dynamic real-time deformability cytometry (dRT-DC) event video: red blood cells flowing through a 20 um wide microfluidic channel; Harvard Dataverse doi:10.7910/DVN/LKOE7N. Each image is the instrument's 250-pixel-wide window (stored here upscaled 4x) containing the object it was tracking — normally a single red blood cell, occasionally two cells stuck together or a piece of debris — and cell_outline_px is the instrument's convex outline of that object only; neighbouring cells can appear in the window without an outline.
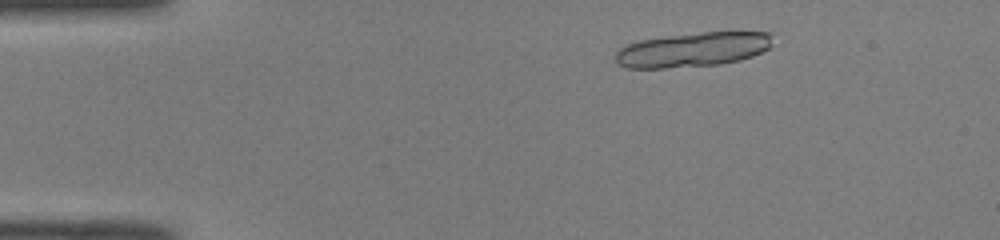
{"species": "common noctule bat (a hibernating species)", "species_latin": "Nyctalus noctula", "temperature_condition": "room temperature", "stored_images_in_passage": 13, "camera_frame_rate_fps": 3000, "um_per_image_px": 0.085, "animal": {"sex": "male", "body_mass_g": 19.0, "forearm_length_mm": 50.8}, "frame": {"image": 1, "passage_image": 3, "time_ms": 0.667, "image_size_px": [1000, 240], "cell_outline_px": [[772, 44], [768, 48], [752, 56], [740, 60], [720, 64], [664, 68], [628, 68], [620, 64], [616, 60], [616, 52], [620, 48], [628, 44], [640, 40], [700, 32], [772, 32]], "centroid_in_image_um": [58.92, 4.21], "position_along_channel_um": 26.1, "area_um2": 31.33}}